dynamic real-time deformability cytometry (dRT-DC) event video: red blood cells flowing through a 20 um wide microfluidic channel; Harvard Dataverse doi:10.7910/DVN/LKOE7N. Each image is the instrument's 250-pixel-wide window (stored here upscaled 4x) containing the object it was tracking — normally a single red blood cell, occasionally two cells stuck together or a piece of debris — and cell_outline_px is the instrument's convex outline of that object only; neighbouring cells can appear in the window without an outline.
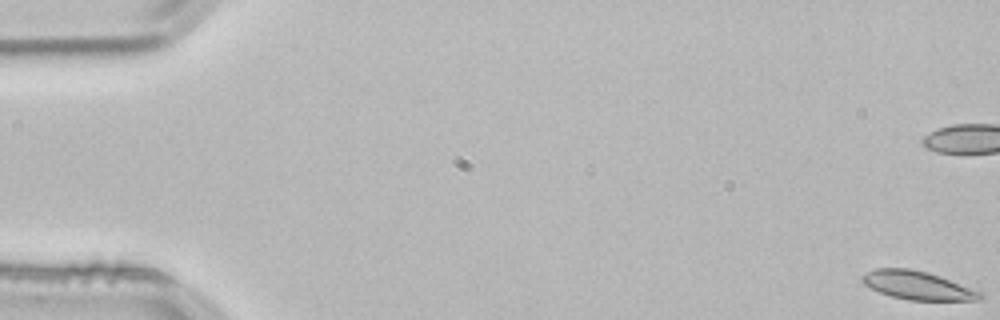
{"species": "common noctule bat (a hibernating species)", "species_latin": "Nyctalus noctula", "temperature_condition": "room temperature", "stored_images_in_passage": 10, "camera_frame_rate_fps": 3000, "um_per_image_px": 0.085, "animal": {"sex": "male", "body_mass_g": 21.5, "forearm_length_mm": 52.0}, "frame": {"image": 1, "passage_image": 1, "time_ms": 0.0, "image_size_px": [1000, 320], "cell_outline_px": [[984, 296], [980, 300], [908, 300], [892, 296], [880, 292], [864, 284], [860, 280], [860, 276], [864, 272], [876, 268], [908, 268], [928, 272], [940, 276], [980, 292]], "centroid_in_image_um": [77.93, 24.24], "position_along_channel_um": 7.1, "area_um2": 19.42}}